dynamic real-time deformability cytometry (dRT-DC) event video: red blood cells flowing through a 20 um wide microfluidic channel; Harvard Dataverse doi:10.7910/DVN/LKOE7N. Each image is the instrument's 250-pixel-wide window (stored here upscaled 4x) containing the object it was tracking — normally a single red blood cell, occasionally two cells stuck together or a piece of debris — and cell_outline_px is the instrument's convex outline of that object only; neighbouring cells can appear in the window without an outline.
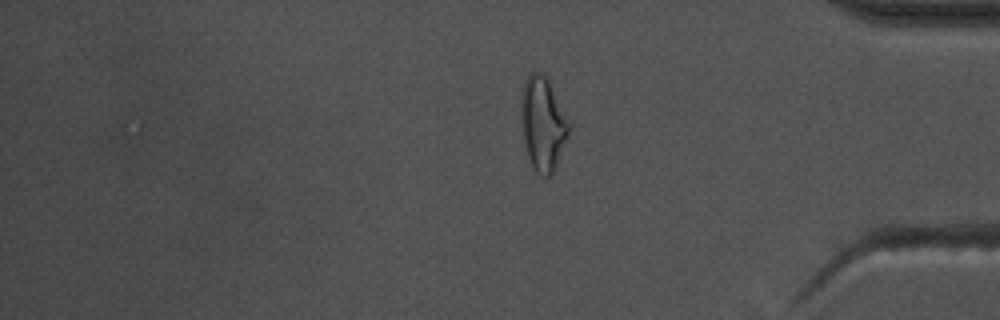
{"species": "common noctule bat (a hibernating species)", "species_latin": "Nyctalus noctula", "temperature_condition": "warm", "stored_images_in_passage": 15, "segment_of_instrument_passage": [2, 2], "camera_frame_rate_fps": 3000, "um_per_image_px": 0.085, "animal": {"sex": "male", "body_mass_g": 17.5, "forearm_length_mm": 52.3}, "frame": {"image": 1, "passage_image": 15, "time_ms": 4.667, "image_size_px": [1000, 320], "cell_outline_px": [[568, 132], [552, 172], [548, 176], [540, 176], [532, 168], [528, 156], [524, 140], [524, 80], [532, 72], [540, 72], [548, 76], [568, 124]], "centroid_in_image_um": [46.15, 10.51], "position_along_channel_um": 389.1, "area_um2": 24.39}}